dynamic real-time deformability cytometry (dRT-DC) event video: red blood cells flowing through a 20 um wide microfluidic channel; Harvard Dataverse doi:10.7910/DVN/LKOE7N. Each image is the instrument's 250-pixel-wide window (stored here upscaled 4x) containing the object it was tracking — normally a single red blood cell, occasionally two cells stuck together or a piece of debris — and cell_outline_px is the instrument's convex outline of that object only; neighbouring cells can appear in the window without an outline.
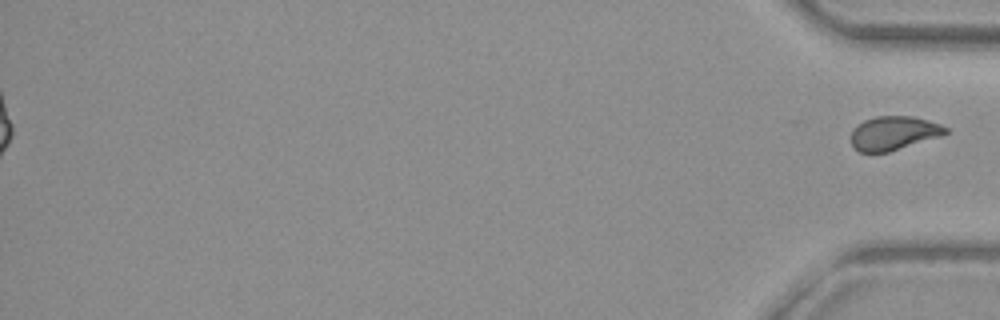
{"species": "common noctule bat (a hibernating species)", "species_latin": "Nyctalus noctula", "temperature_condition": "warm", "stored_images_in_passage": 58, "segment_of_instrument_passage": [2, 2], "camera_frame_rate_fps": 3000, "um_per_image_px": 0.085, "animal": {"sex": "female", "body_mass_g": 29.2, "forearm_length_mm": 56.3}, "frame": {"image": 1, "passage_image": 58, "time_ms": 19.0, "image_size_px": [1000, 320], "cell_outline_px": [[948, 132], [940, 136], [888, 152], [860, 152], [852, 148], [852, 128], [856, 124], [864, 120], [876, 116], [912, 116], [928, 120], [940, 124], [948, 128]], "centroid_in_image_um": [75.93, 11.31], "position_along_channel_um": 359.3, "area_um2": 18.67}}